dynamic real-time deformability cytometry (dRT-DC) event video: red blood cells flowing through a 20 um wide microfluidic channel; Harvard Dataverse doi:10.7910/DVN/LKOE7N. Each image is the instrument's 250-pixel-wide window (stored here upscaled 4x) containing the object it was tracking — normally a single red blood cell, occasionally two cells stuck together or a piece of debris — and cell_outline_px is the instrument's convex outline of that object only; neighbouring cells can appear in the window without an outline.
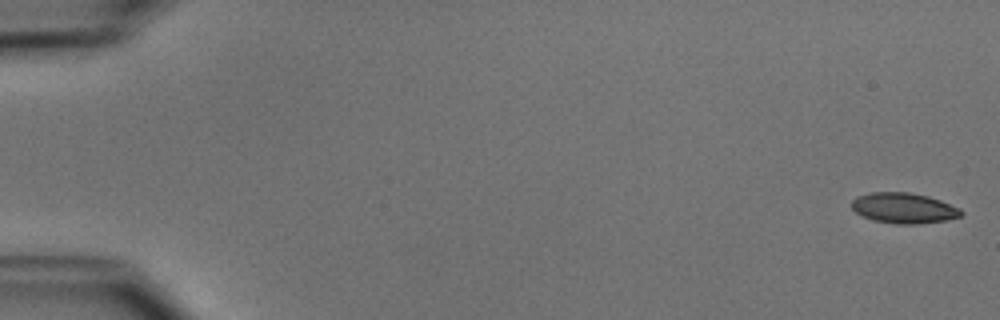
{"species": "common noctule bat (a hibernating species)", "species_latin": "Nyctalus noctula", "temperature_condition": "cold", "stored_images_in_passage": 52, "camera_frame_rate_fps": 3000, "um_per_image_px": 0.085, "animal": {"sex": "male", "body_mass_g": 15.6}, "frame": {"image": 1, "passage_image": 1, "time_ms": 0.0, "image_size_px": [1000, 320], "cell_outline_px": [[964, 212], [960, 216], [944, 220], [916, 224], [896, 224], [872, 220], [856, 212], [852, 208], [852, 200], [856, 196], [872, 192], [908, 192], [928, 196], [940, 200], [960, 208]], "centroid_in_image_um": [76.81, 17.68], "position_along_channel_um": 8.2, "area_um2": 19.36}}
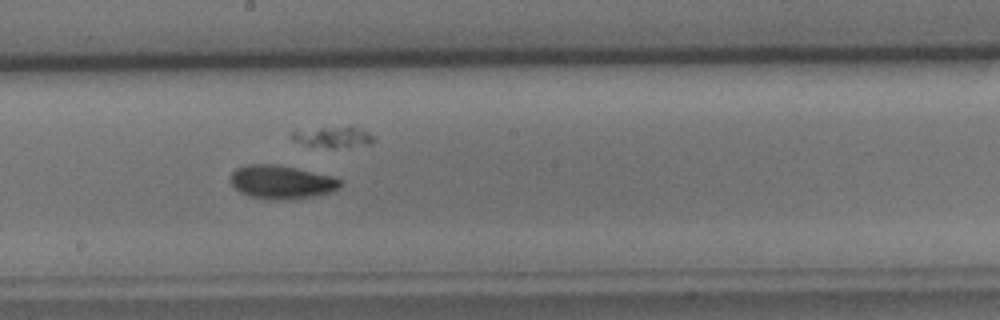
{"frame": {"image": 2, "passage_image": 29, "time_ms": 9.333, "image_size_px": [1000, 320], "cell_outline_px": [[344, 180], [340, 188], [328, 192], [312, 196], [288, 200], [252, 196], [240, 192], [232, 184], [232, 172], [236, 168], [248, 164], [276, 164], [336, 176]], "centroid_in_image_um": [24.0, 15.45], "position_along_channel_um": 224.2, "area_um2": 21.27}}
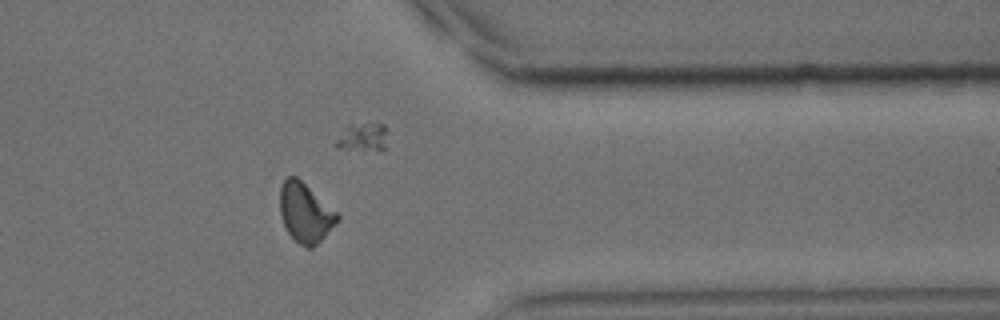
{"frame": {"image": 3, "passage_image": 42, "time_ms": 13.667, "image_size_px": [1000, 320], "cell_outline_px": [[340, 220], [312, 248], [308, 248], [300, 244], [288, 232], [284, 224], [280, 212], [280, 188], [284, 180], [288, 176], [296, 176], [336, 212], [340, 216]], "centroid_in_image_um": [25.94, 18.08], "position_along_channel_um": 385.5, "area_um2": 19.36}, "authors_computed_cell_mechanics": {"area_um2": 19.7098, "velocity_mm_per_s": 3.9331, "shape_relaxation_time_tau1_ms": 5.3969, "shape_relaxation_time_tau2_ms": 2.7796, "deformation_change_tau1": 0.1242, "deformation_change_tau2": 0.0794}}